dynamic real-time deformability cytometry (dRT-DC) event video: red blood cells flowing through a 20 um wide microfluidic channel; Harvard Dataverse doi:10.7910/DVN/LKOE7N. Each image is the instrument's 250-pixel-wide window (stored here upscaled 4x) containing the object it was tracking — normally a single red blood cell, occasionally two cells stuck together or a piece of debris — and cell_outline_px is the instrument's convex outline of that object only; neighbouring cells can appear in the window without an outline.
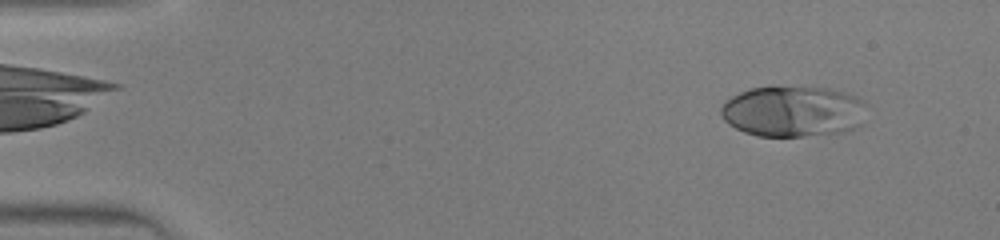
{"species": "human", "species_latin": "Homo sapiens", "temperature_condition": "warm", "stored_images_in_passage": 42, "camera_frame_rate_fps": 3000, "um_per_image_px": 0.085, "donor": {"sex": "male"}, "frame": {"image": 1, "passage_image": 3, "time_ms": 0.667, "image_size_px": [1000, 240], "cell_outline_px": [[868, 104], [864, 124], [856, 128], [844, 132], [804, 136], [756, 136], [744, 132], [728, 124], [724, 120], [720, 112], [720, 108], [732, 96], [740, 92], [752, 88], [772, 84], [828, 88], [844, 92], [856, 96]], "centroid_in_image_um": [67.47, 9.44], "position_along_channel_um": 17.5, "area_um2": 44.51}}
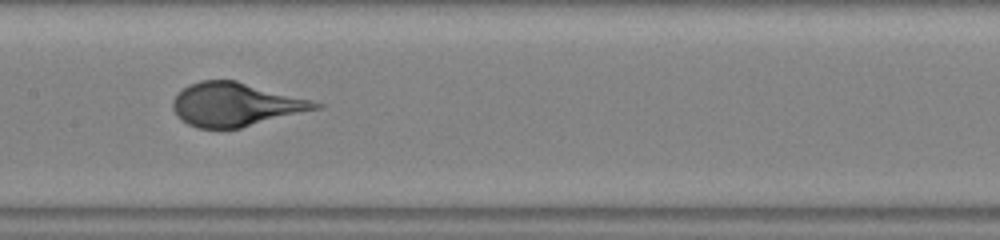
{"frame": {"image": 2, "passage_image": 21, "time_ms": 6.667, "image_size_px": [1000, 240], "cell_outline_px": [[324, 108], [240, 128], [200, 128], [188, 124], [172, 108], [172, 100], [188, 84], [200, 80], [236, 80], [312, 100], [324, 104]], "centroid_in_image_um": [20.08, 8.87], "position_along_channel_um": 187.3, "area_um2": 36.13}}
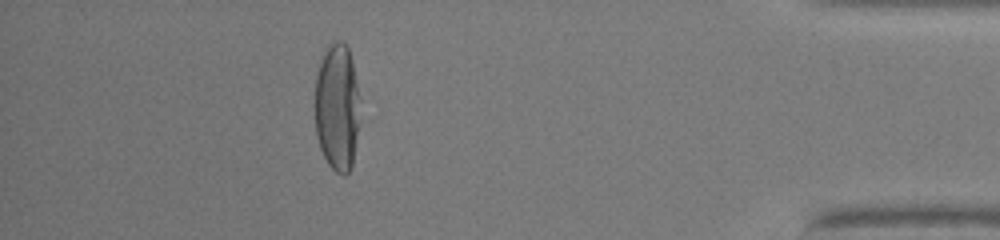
{"frame": {"image": 3, "passage_image": 38, "time_ms": 12.333, "image_size_px": [1000, 240], "cell_outline_px": [[360, 100], [352, 164], [348, 172], [344, 176], [336, 172], [328, 164], [320, 148], [316, 136], [312, 104], [316, 76], [320, 60], [328, 44], [336, 40], [340, 40], [348, 48], [352, 60]], "centroid_in_image_um": [28.59, 9.08], "position_along_channel_um": 406.6, "area_um2": 33.99}}